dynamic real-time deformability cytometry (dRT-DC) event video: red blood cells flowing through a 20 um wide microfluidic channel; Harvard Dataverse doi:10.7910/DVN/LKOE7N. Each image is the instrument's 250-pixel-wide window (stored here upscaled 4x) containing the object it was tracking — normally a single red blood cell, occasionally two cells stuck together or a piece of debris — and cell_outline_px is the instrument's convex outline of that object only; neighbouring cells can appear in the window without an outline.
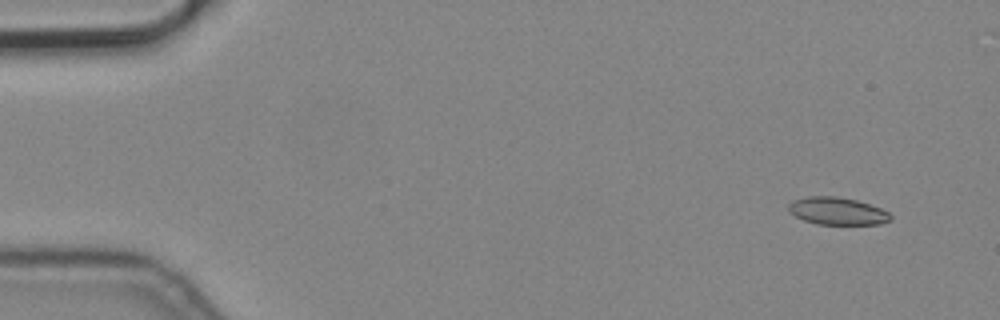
{"species": "common noctule bat (a hibernating species)", "species_latin": "Nyctalus noctula", "temperature_condition": "cold", "stored_images_in_passage": 6, "camera_frame_rate_fps": 3000, "um_per_image_px": 0.085, "animal": {"sex": "male", "body_mass_g": 19.2, "forearm_length_mm": 51.8}, "frame": {"image": 1, "passage_image": 2, "time_ms": 0.333, "image_size_px": [1000, 320], "cell_outline_px": [[892, 220], [880, 224], [816, 224], [804, 220], [788, 212], [788, 204], [792, 200], [808, 196], [836, 196], [856, 200], [880, 208], [888, 212], [892, 216]], "centroid_in_image_um": [71.15, 17.94], "position_along_channel_um": 13.9, "area_um2": 16.36}}
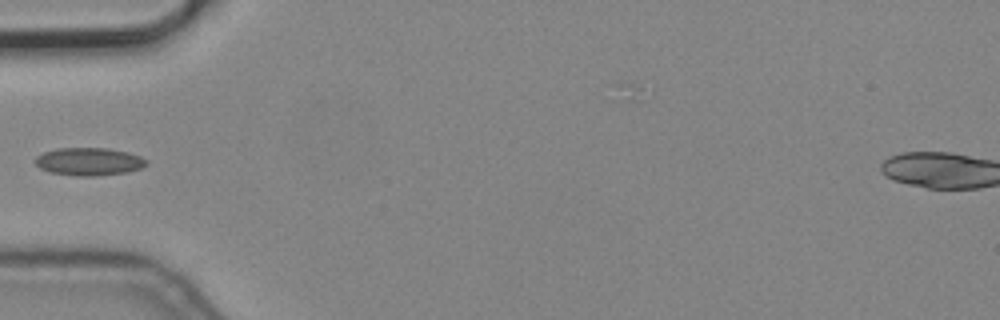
{"frame": {"image": 2, "passage_image": 5, "time_ms": 1.333, "image_size_px": [1000, 320], "cell_outline_px": [[148, 164], [140, 168], [128, 172], [92, 176], [76, 176], [48, 172], [40, 168], [36, 164], [36, 156], [44, 152], [56, 148], [108, 148], [128, 152], [140, 156], [148, 160]], "centroid_in_image_um": [7.57, 13.73], "position_along_channel_um": 77.4, "area_um2": 18.09}}
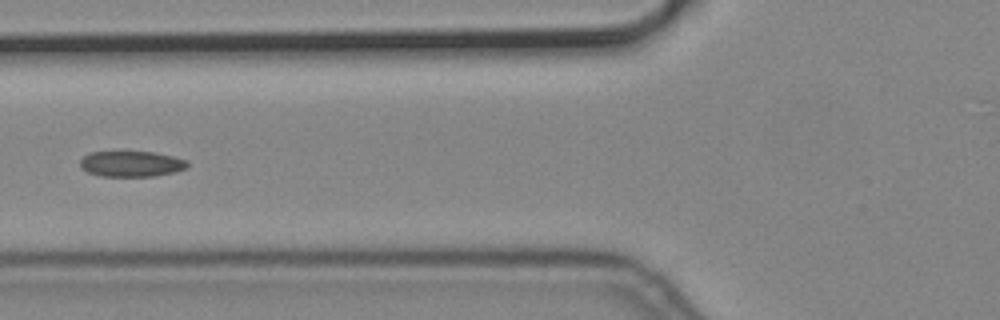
{"frame": {"image": 3, "passage_image": 6, "time_ms": 1.667, "image_size_px": [1000, 320], "cell_outline_px": [[188, 168], [172, 172], [152, 176], [100, 176], [88, 172], [80, 168], [80, 160], [84, 156], [92, 152], [152, 152], [172, 156], [188, 160]], "centroid_in_image_um": [11.16, 13.93], "position_along_channel_um": 114.6, "area_um2": 15.95}}